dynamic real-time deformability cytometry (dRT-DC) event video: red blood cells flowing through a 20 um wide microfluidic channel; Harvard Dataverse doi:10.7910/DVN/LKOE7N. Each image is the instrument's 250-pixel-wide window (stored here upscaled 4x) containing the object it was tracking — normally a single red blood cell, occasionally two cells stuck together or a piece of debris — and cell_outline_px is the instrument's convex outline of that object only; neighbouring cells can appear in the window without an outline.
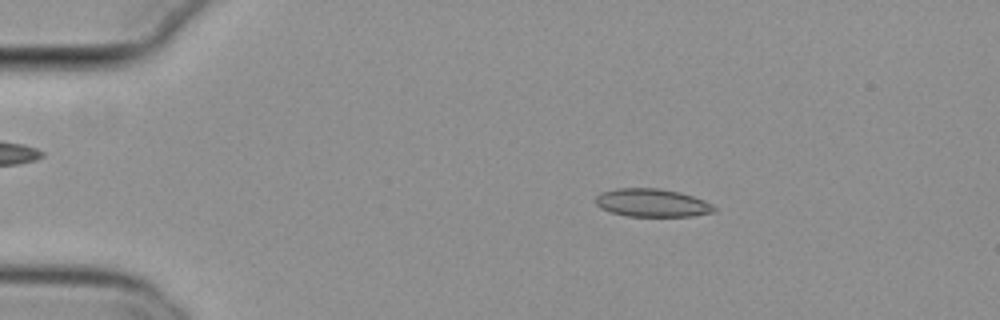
{"species": "common noctule bat (a hibernating species)", "species_latin": "Nyctalus noctula", "temperature_condition": "cold", "stored_images_in_passage": 48, "camera_frame_rate_fps": 3000, "um_per_image_px": 0.085, "animal": {"sex": "female", "body_mass_g": 29.2, "forearm_length_mm": 56.3}, "frame": {"image": 1, "passage_image": 6, "time_ms": 1.667, "image_size_px": [1000, 320], "cell_outline_px": [[716, 212], [692, 216], [624, 216], [600, 208], [596, 204], [596, 196], [600, 192], [616, 188], [656, 188], [680, 192], [704, 200], [712, 204], [716, 208]], "centroid_in_image_um": [55.42, 17.24], "position_along_channel_um": 29.6, "area_um2": 19.48}}
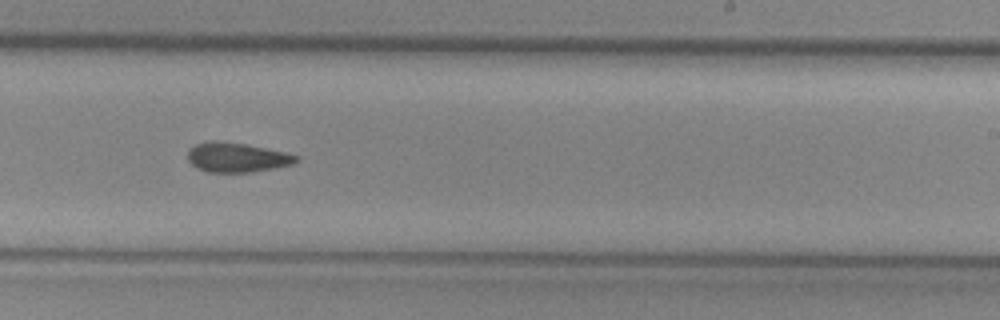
{"frame": {"image": 2, "passage_image": 30, "time_ms": 9.667, "image_size_px": [1000, 320], "cell_outline_px": [[300, 160], [292, 164], [252, 172], [208, 172], [196, 168], [188, 160], [188, 148], [196, 144], [212, 140], [216, 140], [244, 144], [284, 152], [300, 156]], "centroid_in_image_um": [20.11, 13.38], "position_along_channel_um": 268.9, "area_um2": 18.61}}
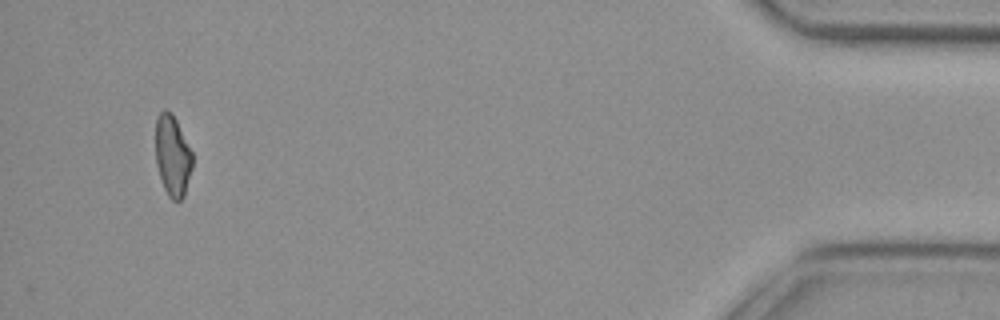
{"frame": {"image": 3, "passage_image": 48, "time_ms": 15.667, "image_size_px": [1000, 320], "cell_outline_px": [[192, 168], [184, 196], [180, 200], [172, 200], [168, 196], [164, 188], [156, 164], [156, 116], [164, 108], [172, 112], [192, 152]], "centroid_in_image_um": [14.66, 13.22], "position_along_channel_um": 420.5, "area_um2": 17.34}, "authors_computed_cell_mechanics": {"area_um2": 18.9584, "velocity_mm_per_s": 3.7937, "shape_relaxation_time_tau1_ms": null, "shape_relaxation_time_tau2_ms": 9.1036, "deformation_change_tau1": null, "deformation_change_tau2": 0.1616}}